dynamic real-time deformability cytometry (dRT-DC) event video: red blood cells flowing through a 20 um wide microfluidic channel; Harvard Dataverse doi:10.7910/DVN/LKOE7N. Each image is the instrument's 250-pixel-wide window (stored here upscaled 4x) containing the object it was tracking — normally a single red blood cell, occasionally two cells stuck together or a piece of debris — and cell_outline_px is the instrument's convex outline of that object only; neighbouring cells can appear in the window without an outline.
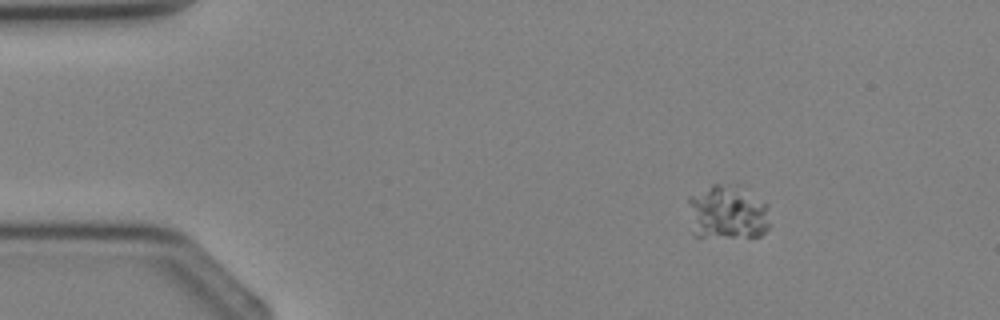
{"species": "Egyptian fruit bat (a non-hibernating species)", "species_latin": "Rousettus aegyptiacus", "temperature_condition": "cold", "stored_images_in_passage": 3, "camera_frame_rate_fps": 3000, "um_per_image_px": 0.085, "animal": {"sex": "female"}, "frame": {"image": 1, "passage_image": 1, "time_ms": 0.0, "image_size_px": [1000, 320], "cell_outline_px": [[768, 228], [760, 236], [696, 236], [692, 232], [688, 200], [688, 196], [712, 184], [720, 184], [768, 204]], "centroid_in_image_um": [61.76, 18.11], "position_along_channel_um": 23.2, "area_um2": 24.68}}
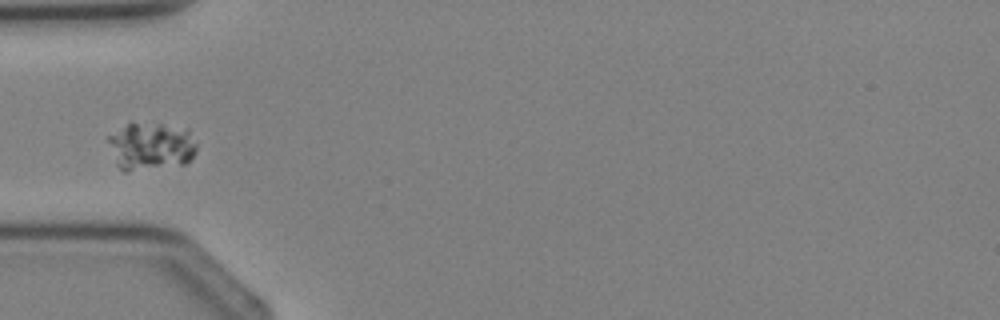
{"frame": {"image": 2, "passage_image": 3, "time_ms": 2.333, "image_size_px": [1000, 320], "cell_outline_px": [[196, 152], [184, 164], [124, 172], [116, 164], [108, 140], [108, 136], [128, 120], [132, 120], [188, 128], [196, 144]], "centroid_in_image_um": [12.8, 12.38], "position_along_channel_um": 72.2, "area_um2": 25.03}}